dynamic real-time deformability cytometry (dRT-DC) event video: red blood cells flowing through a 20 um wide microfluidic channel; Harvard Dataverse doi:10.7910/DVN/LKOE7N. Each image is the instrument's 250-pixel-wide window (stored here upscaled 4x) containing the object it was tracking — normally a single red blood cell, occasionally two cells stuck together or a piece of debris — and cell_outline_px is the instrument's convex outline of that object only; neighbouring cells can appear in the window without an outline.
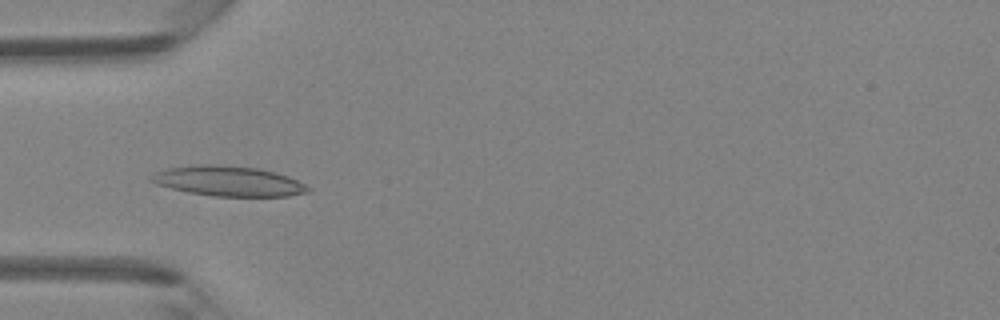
{"species": "Egyptian fruit bat (a non-hibernating species)", "species_latin": "Rousettus aegyptiacus", "temperature_condition": "room temperature", "stored_images_in_passage": 4, "camera_frame_rate_fps": 3000, "um_per_image_px": 0.085, "animal": {"sex": "female"}, "frame": {"image": 1, "passage_image": 4, "time_ms": 3.333, "image_size_px": [1000, 320], "cell_outline_px": [[312, 188], [308, 192], [288, 196], [216, 196], [188, 192], [156, 184], [148, 180], [156, 172], [168, 168], [192, 164], [220, 164], [260, 168], [276, 172], [288, 176]], "centroid_in_image_um": [19.42, 15.38], "position_along_channel_um": 65.6, "area_um2": 27.57}}